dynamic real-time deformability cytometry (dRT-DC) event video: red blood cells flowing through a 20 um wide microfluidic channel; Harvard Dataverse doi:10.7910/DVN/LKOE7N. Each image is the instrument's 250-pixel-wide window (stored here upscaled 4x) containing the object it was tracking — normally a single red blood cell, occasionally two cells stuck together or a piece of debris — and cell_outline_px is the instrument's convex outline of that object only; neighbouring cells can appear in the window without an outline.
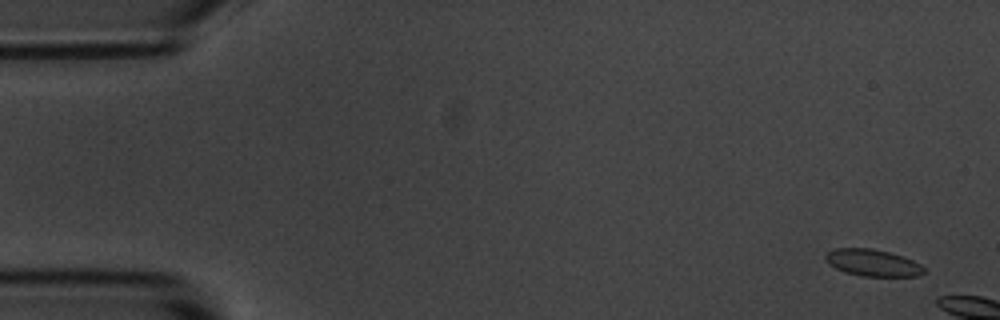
{"species": "common noctule bat (a hibernating species)", "species_latin": "Nyctalus noctula", "temperature_condition": "room temperature", "stored_images_in_passage": 12, "camera_frame_rate_fps": 3000, "um_per_image_px": 0.085, "animal": {"sex": "male", "body_mass_g": 20.1, "forearm_length_mm": 53.5}, "frame": {"image": 1, "passage_image": 1, "time_ms": 0.0, "image_size_px": [1000, 320], "cell_outline_px": [[924, 272], [920, 276], [860, 276], [844, 272], [828, 264], [824, 260], [824, 256], [828, 252], [836, 248], [872, 248], [904, 256], [920, 264], [924, 268]], "centroid_in_image_um": [74.15, 22.33], "position_along_channel_um": 10.8, "area_um2": 15.49}}
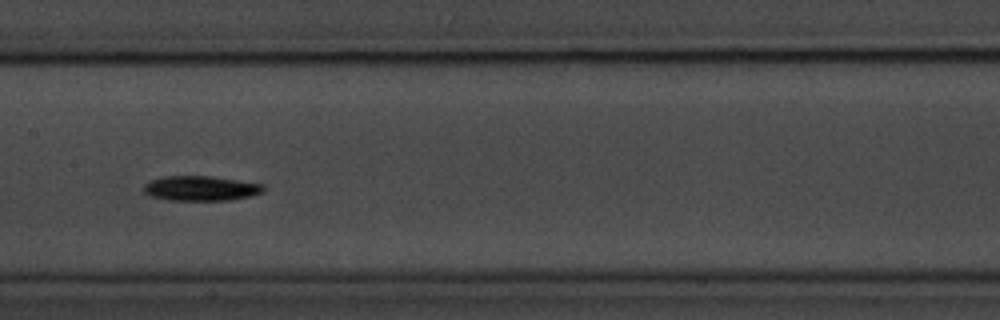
{"frame": {"image": 2, "passage_image": 9, "time_ms": 10.0, "image_size_px": [1000, 320], "cell_outline_px": [[264, 192], [252, 196], [228, 200], [168, 200], [152, 196], [144, 192], [144, 184], [152, 180], [164, 176], [212, 176], [264, 184]], "centroid_in_image_um": [17.1, 16.0], "position_along_channel_um": 190.3, "area_um2": 17.34}}
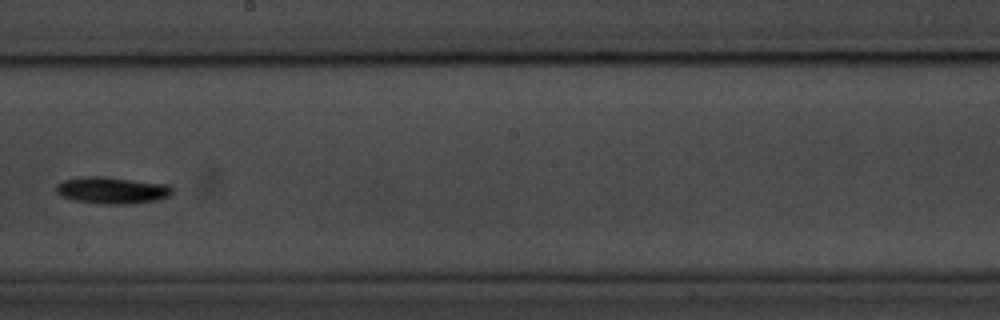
{"frame": {"image": 3, "passage_image": 10, "time_ms": 11.333, "image_size_px": [1000, 320], "cell_outline_px": [[172, 192], [168, 196], [156, 200], [132, 204], [96, 204], [76, 200], [60, 196], [56, 192], [56, 184], [64, 180], [84, 176], [104, 176], [168, 184], [172, 188]], "centroid_in_image_um": [9.5, 16.17], "position_along_channel_um": 238.7, "area_um2": 18.26}}